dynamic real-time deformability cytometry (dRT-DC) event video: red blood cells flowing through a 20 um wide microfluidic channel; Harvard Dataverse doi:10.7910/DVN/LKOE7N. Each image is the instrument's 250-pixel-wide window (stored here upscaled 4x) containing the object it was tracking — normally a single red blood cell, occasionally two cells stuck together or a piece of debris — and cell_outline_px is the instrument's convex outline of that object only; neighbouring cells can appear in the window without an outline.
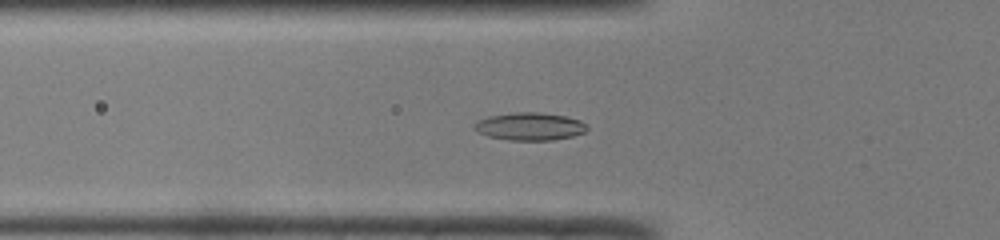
{"species": "common noctule bat (a hibernating species)", "species_latin": "Nyctalus noctula", "temperature_condition": "room temperature", "stored_images_in_passage": 50, "camera_frame_rate_fps": 3000, "um_per_image_px": 0.085, "animal": {"sex": "male", "body_mass_g": 19.0, "forearm_length_mm": 50.8}, "frame": {"image": 1, "passage_image": 18, "time_ms": 5.667, "image_size_px": [1000, 240], "cell_outline_px": [[588, 128], [584, 132], [572, 136], [552, 140], [508, 140], [488, 136], [476, 132], [472, 128], [472, 124], [476, 120], [488, 116], [512, 112], [536, 112], [568, 116], [580, 120], [588, 124]], "centroid_in_image_um": [44.99, 10.74], "position_along_channel_um": 80.8, "area_um2": 18.55}}
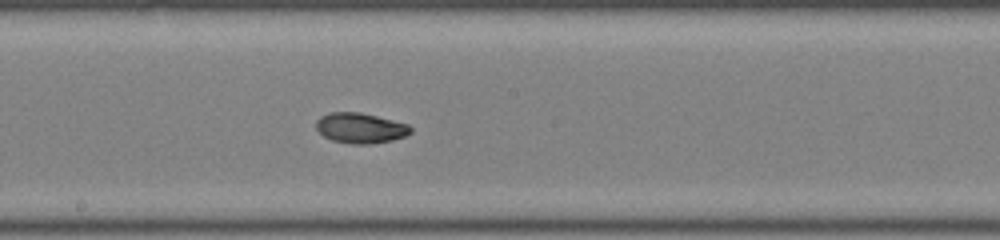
{"frame": {"image": 2, "passage_image": 28, "time_ms": 9.0, "image_size_px": [1000, 240], "cell_outline_px": [[412, 132], [404, 136], [392, 140], [368, 144], [352, 144], [332, 140], [324, 136], [316, 128], [316, 120], [320, 116], [328, 112], [360, 112], [408, 124], [412, 128]], "centroid_in_image_um": [30.61, 10.87], "position_along_channel_um": 217.6, "area_um2": 16.65}}
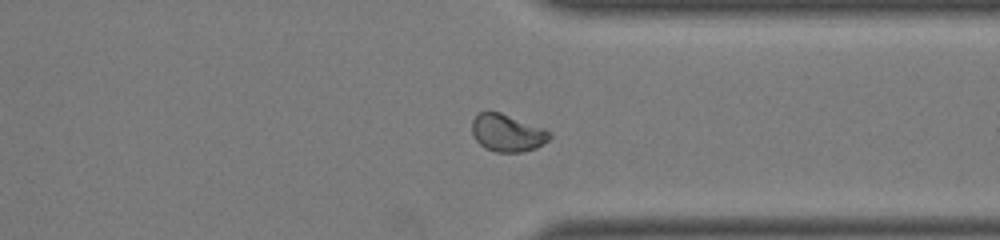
{"frame": {"image": 3, "passage_image": 39, "time_ms": 12.667, "image_size_px": [1000, 240], "cell_outline_px": [[552, 136], [548, 140], [536, 148], [524, 152], [496, 152], [484, 148], [476, 140], [472, 132], [472, 120], [480, 112], [500, 112], [544, 128], [552, 132]], "centroid_in_image_um": [43.14, 11.31], "position_along_channel_um": 368.3, "area_um2": 16.94}, "authors_computed_cell_mechanics": {"area_um2": 16.9643, "velocity_mm_per_s": 4.1037, "shape_relaxation_time_tau1_ms": 4.7524, "shape_relaxation_time_tau2_ms": 2.1194, "deformation_change_tau1": 0.138, "deformation_change_tau2": 0.0605}}